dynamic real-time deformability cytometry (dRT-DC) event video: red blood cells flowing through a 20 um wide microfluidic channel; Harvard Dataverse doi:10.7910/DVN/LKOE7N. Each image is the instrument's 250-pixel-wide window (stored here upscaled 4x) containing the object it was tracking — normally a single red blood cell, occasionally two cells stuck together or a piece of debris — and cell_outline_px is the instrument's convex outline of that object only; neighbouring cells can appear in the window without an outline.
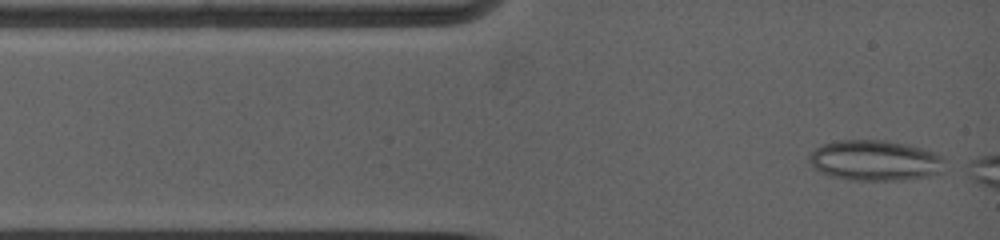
{"species": "common noctule bat (a hibernating species)", "species_latin": "Nyctalus noctula", "temperature_condition": "warm", "stored_images_in_passage": 13, "camera_frame_rate_fps": 5000, "um_per_image_px": 0.085, "animal": {"sex": "female", "body_mass_g": 19.0, "forearm_length_mm": 53.3}, "frame": {"image": 1, "passage_image": 1, "time_ms": 0.0, "image_size_px": [1000, 240], "cell_outline_px": [[952, 168], [944, 172], [928, 176], [900, 180], [852, 180], [828, 176], [820, 172], [808, 160], [808, 156], [816, 148], [828, 144], [864, 140], [896, 144], [916, 148], [932, 152], [940, 156]], "centroid_in_image_um": [74.45, 13.71], "position_along_channel_um": 10.6, "area_um2": 31.1}}